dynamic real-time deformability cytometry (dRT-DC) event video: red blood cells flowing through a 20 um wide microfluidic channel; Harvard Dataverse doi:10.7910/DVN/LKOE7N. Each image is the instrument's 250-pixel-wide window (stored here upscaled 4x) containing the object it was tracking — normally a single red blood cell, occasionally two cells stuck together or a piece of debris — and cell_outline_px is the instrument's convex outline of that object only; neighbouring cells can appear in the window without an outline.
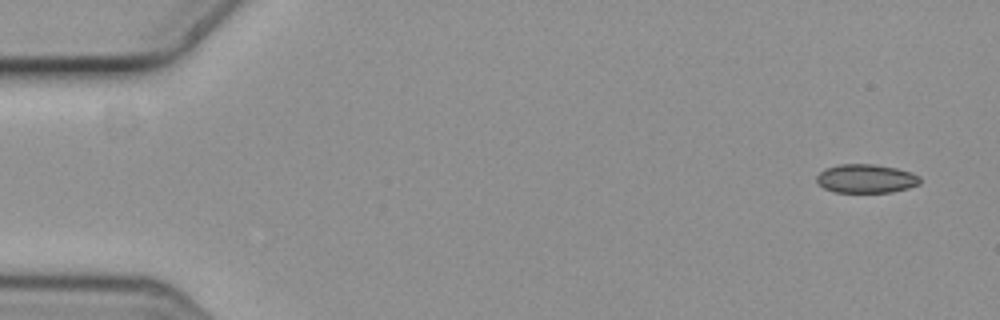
{"species": "common noctule bat (a hibernating species)", "species_latin": "Nyctalus noctula", "temperature_condition": "cold", "stored_images_in_passage": 4, "camera_frame_rate_fps": 3000, "um_per_image_px": 0.085, "animal": {"sex": "female", "body_mass_g": 19.3, "forearm_length_mm": 54.1}, "frame": {"image": 1, "passage_image": 1, "time_ms": 0.0, "image_size_px": [1000, 320], "cell_outline_px": [[920, 184], [908, 188], [892, 192], [836, 192], [824, 188], [816, 180], [816, 176], [820, 172], [828, 168], [840, 164], [876, 164], [896, 168], [912, 172], [920, 176]], "centroid_in_image_um": [73.65, 15.18], "position_along_channel_um": 11.3, "area_um2": 17.28}}